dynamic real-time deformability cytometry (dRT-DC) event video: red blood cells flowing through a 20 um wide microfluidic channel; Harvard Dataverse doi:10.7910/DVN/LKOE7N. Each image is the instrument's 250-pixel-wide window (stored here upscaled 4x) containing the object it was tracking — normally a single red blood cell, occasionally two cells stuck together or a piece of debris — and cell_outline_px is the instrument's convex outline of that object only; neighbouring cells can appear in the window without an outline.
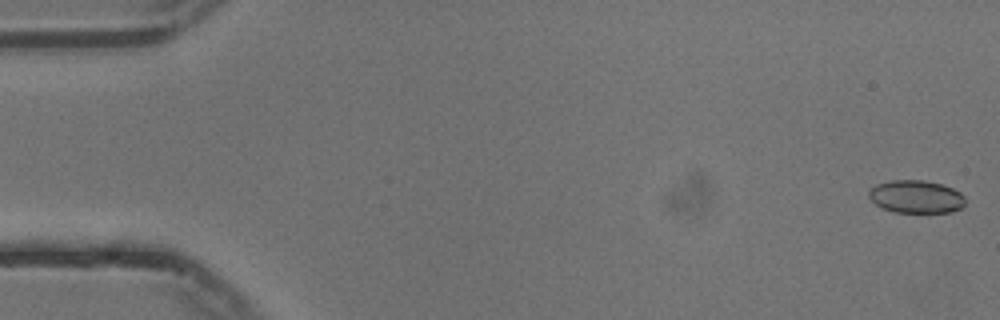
{"species": "common noctule bat (a hibernating species)", "species_latin": "Nyctalus noctula", "temperature_condition": "cold", "stored_images_in_passage": 55, "camera_frame_rate_fps": 3000, "um_per_image_px": 0.085, "animal": {"sex": "male", "body_mass_g": 13.3}, "frame": {"image": 1, "passage_image": 1, "time_ms": 0.0, "image_size_px": [1000, 320], "cell_outline_px": [[964, 204], [960, 208], [952, 212], [892, 212], [876, 204], [868, 196], [868, 192], [876, 184], [892, 180], [924, 180], [940, 184], [952, 188], [960, 192], [964, 196]], "centroid_in_image_um": [77.86, 16.72], "position_along_channel_um": 7.1, "area_um2": 18.32}}
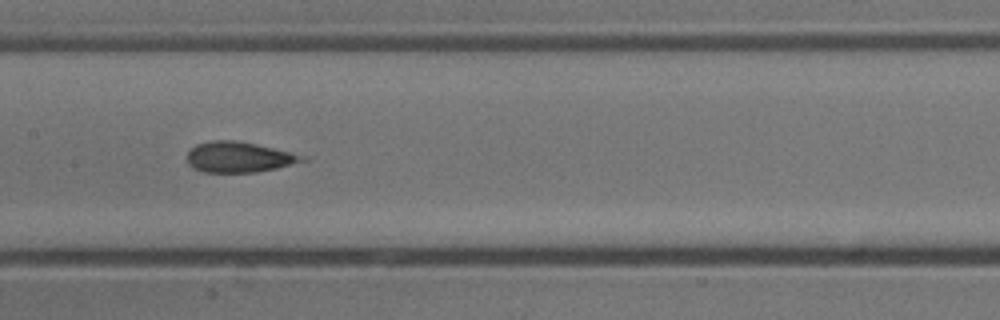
{"frame": {"image": 2, "passage_image": 27, "time_ms": 8.667, "image_size_px": [1000, 320], "cell_outline_px": [[308, 160], [276, 168], [256, 172], [204, 172], [192, 168], [188, 164], [188, 152], [196, 144], [212, 140], [236, 140], [256, 144], [308, 156]], "centroid_in_image_um": [20.32, 13.35], "position_along_channel_um": 187.1, "area_um2": 20.52}}
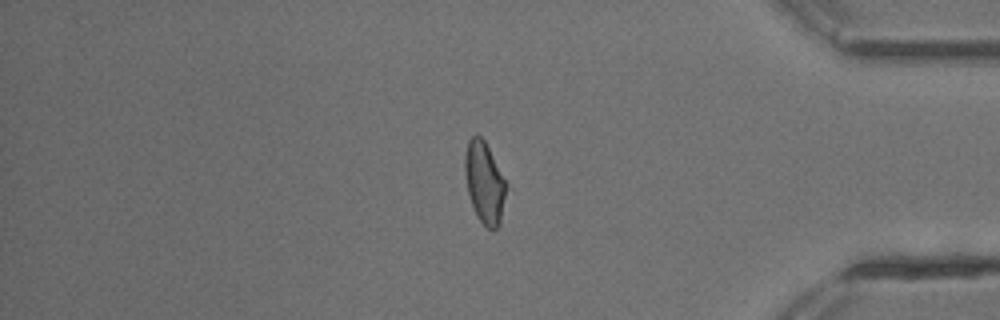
{"frame": {"image": 3, "passage_image": 46, "time_ms": 15.0, "image_size_px": [1000, 320], "cell_outline_px": [[512, 188], [500, 224], [492, 232], [476, 216], [468, 192], [464, 172], [464, 156], [468, 140], [472, 136], [480, 136], [484, 140]], "centroid_in_image_um": [41.27, 15.57], "position_along_channel_um": 393.9, "area_um2": 20.69}}